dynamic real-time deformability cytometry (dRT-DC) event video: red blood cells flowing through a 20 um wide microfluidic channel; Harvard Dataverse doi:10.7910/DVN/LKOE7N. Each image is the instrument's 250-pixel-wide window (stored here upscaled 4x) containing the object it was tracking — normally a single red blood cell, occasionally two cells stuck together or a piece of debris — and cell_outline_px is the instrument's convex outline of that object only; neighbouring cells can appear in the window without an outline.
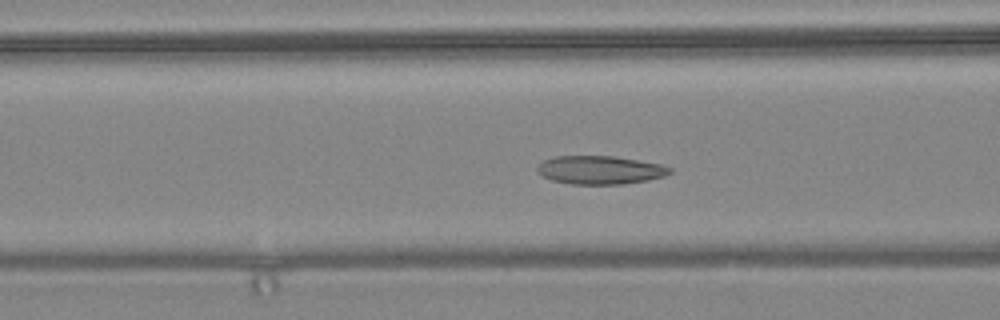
{"species": "common noctule bat (a hibernating species)", "species_latin": "Nyctalus noctula", "temperature_condition": "warm", "stored_images_in_passage": 50, "camera_frame_rate_fps": 3000, "um_per_image_px": 0.085, "animal": {"sex": "female", "body_mass_g": 24.6, "forearm_length_mm": 56.2}, "frame": {"image": 1, "passage_image": 22, "time_ms": 7.0, "image_size_px": [1000, 320], "cell_outline_px": [[672, 172], [664, 176], [648, 180], [620, 184], [572, 184], [552, 180], [536, 172], [536, 168], [544, 160], [556, 156], [612, 156], [660, 164], [672, 168]], "centroid_in_image_um": [51.0, 14.45], "position_along_channel_um": 115.6, "area_um2": 21.73}}
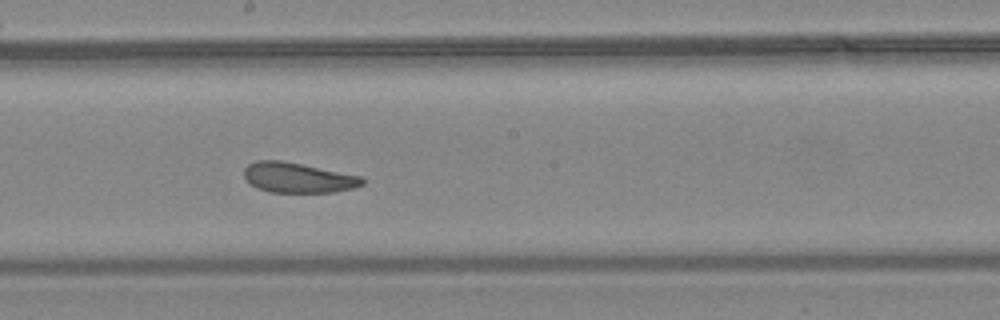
{"frame": {"image": 2, "passage_image": 31, "time_ms": 10.0, "image_size_px": [1000, 320], "cell_outline_px": [[364, 184], [352, 188], [332, 192], [268, 192], [256, 188], [244, 176], [244, 168], [248, 164], [256, 160], [280, 160], [360, 176], [364, 180]], "centroid_in_image_um": [25.28, 15.1], "position_along_channel_um": 222.9, "area_um2": 20.46}}
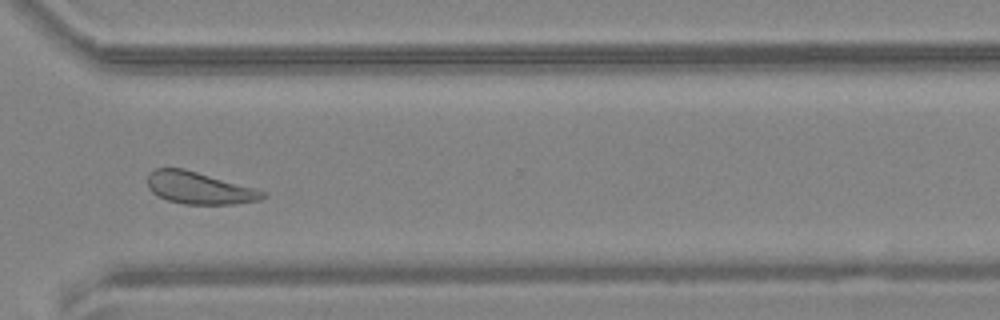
{"frame": {"image": 3, "passage_image": 42, "time_ms": 13.667, "image_size_px": [1000, 320], "cell_outline_px": [[268, 196], [260, 200], [236, 204], [184, 204], [168, 200], [152, 192], [148, 188], [148, 172], [156, 168], [184, 168], [256, 188], [268, 192]], "centroid_in_image_um": [16.98, 15.98], "position_along_channel_um": 353.6, "area_um2": 21.73}, "authors_computed_cell_mechanics": {"area_um2": 21.7328, "velocity_mm_per_s": 3.5741, "shape_relaxation_time_tau1_ms": 4.8689, "shape_relaxation_time_tau2_ms": 4.2795, "deformation_change_tau1": 0.1057, "deformation_change_tau2": 0.102}}